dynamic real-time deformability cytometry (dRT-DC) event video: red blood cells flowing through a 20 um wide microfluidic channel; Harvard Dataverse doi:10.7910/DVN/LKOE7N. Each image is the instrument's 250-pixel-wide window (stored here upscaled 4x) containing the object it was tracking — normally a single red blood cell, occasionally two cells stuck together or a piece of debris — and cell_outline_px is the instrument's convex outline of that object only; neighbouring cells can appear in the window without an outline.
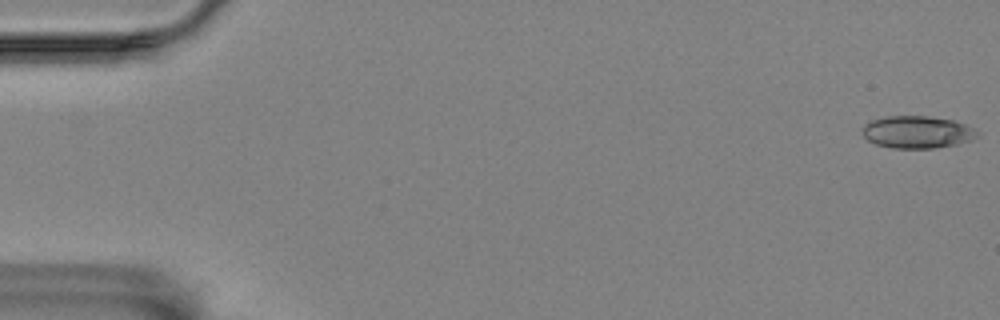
{"species": "Egyptian fruit bat (a non-hibernating species)", "species_latin": "Rousettus aegyptiacus", "temperature_condition": "room temperature", "stored_images_in_passage": 57, "camera_frame_rate_fps": 3000, "um_per_image_px": 0.085, "animal": {"sex": "female"}, "frame": {"image": 1, "passage_image": 1, "time_ms": 0.0, "image_size_px": [1000, 320], "cell_outline_px": [[980, 136], [972, 140], [956, 144], [932, 148], [892, 148], [876, 144], [868, 140], [864, 136], [864, 124], [872, 120], [884, 116], [928, 116], [952, 120], [976, 128], [980, 132]], "centroid_in_image_um": [78.01, 11.22], "position_along_channel_um": 7.0, "area_um2": 21.68}}
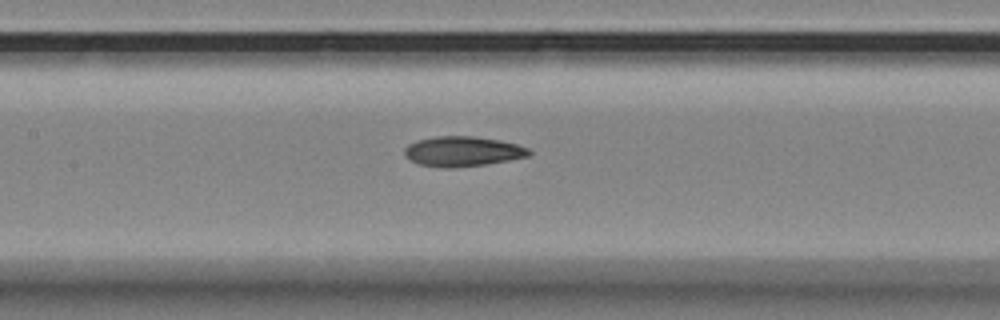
{"frame": {"image": 2, "passage_image": 27, "time_ms": 8.667, "image_size_px": [1000, 320], "cell_outline_px": [[532, 152], [528, 156], [508, 160], [484, 164], [448, 168], [420, 164], [404, 156], [404, 148], [408, 144], [416, 140], [436, 136], [476, 136], [500, 140], [516, 144], [528, 148]], "centroid_in_image_um": [39.31, 12.85], "position_along_channel_um": 168.1, "area_um2": 21.62}}
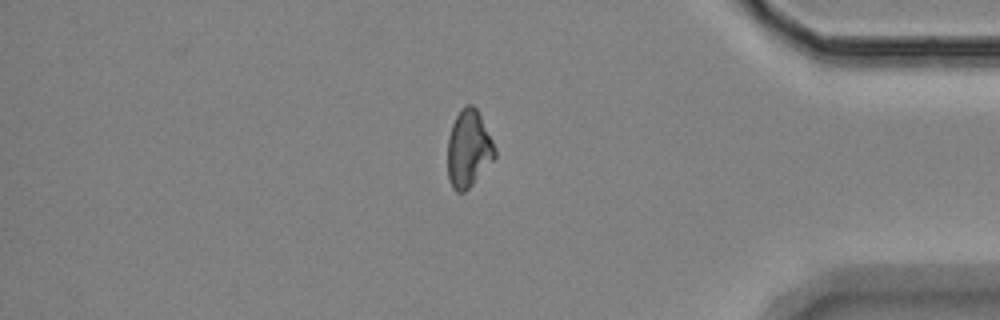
{"frame": {"image": 3, "passage_image": 49, "time_ms": 16.0, "image_size_px": [1000, 320], "cell_outline_px": [[496, 156], [472, 184], [464, 192], [456, 192], [452, 188], [448, 176], [448, 136], [452, 124], [460, 108], [464, 104], [472, 104], [476, 108], [496, 148]], "centroid_in_image_um": [39.81, 12.63], "position_along_channel_um": 395.4, "area_um2": 21.1}}